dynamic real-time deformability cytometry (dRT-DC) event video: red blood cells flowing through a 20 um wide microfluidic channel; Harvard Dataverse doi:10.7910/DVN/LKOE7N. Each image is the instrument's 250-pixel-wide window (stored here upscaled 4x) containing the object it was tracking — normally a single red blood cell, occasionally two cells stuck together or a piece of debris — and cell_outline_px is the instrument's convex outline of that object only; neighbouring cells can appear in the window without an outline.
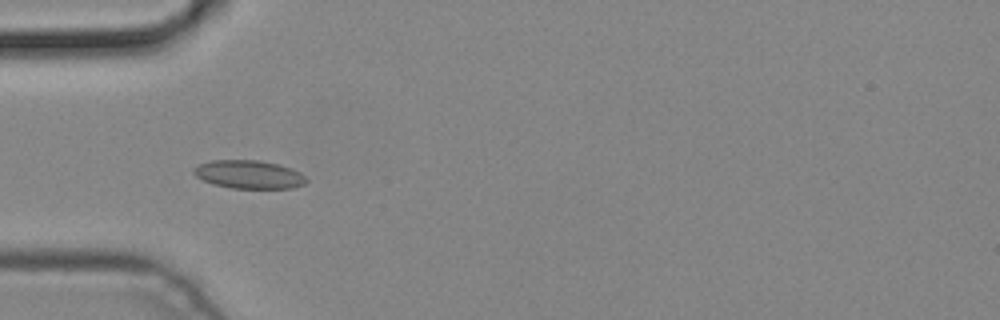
{"species": "common noctule bat (a hibernating species)", "species_latin": "Nyctalus noctula", "temperature_condition": "cold", "stored_images_in_passage": 5, "camera_frame_rate_fps": 3000, "um_per_image_px": 0.085, "animal": {"sex": "male", "body_mass_g": 19.2, "forearm_length_mm": 51.8}, "frame": {"image": 1, "passage_image": 4, "time_ms": 1.0, "image_size_px": [1000, 320], "cell_outline_px": [[308, 180], [304, 184], [292, 188], [232, 188], [212, 184], [196, 176], [192, 172], [192, 168], [200, 164], [212, 160], [260, 160], [280, 164], [292, 168], [300, 172]], "centroid_in_image_um": [21.16, 14.82], "position_along_channel_um": 63.8, "area_um2": 18.67}}
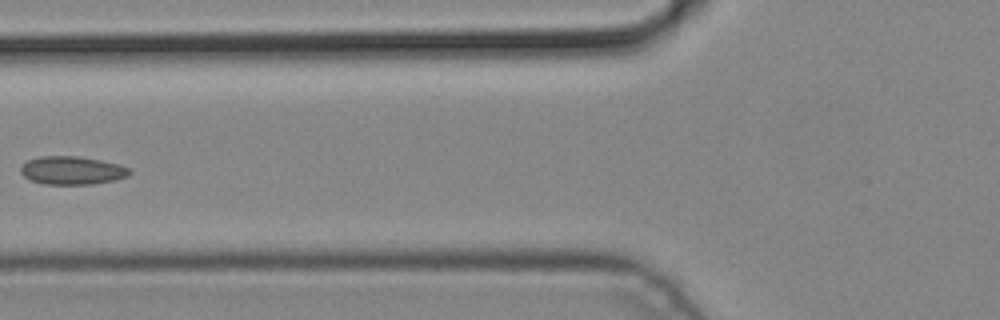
{"frame": {"image": 2, "passage_image": 5, "time_ms": 1.333, "image_size_px": [1000, 320], "cell_outline_px": [[132, 172], [128, 176], [116, 180], [92, 184], [44, 184], [32, 180], [24, 176], [20, 172], [20, 168], [28, 160], [40, 156], [80, 156], [100, 160], [116, 164], [128, 168]], "centroid_in_image_um": [6.13, 14.48], "position_along_channel_um": 119.7, "area_um2": 17.8}}